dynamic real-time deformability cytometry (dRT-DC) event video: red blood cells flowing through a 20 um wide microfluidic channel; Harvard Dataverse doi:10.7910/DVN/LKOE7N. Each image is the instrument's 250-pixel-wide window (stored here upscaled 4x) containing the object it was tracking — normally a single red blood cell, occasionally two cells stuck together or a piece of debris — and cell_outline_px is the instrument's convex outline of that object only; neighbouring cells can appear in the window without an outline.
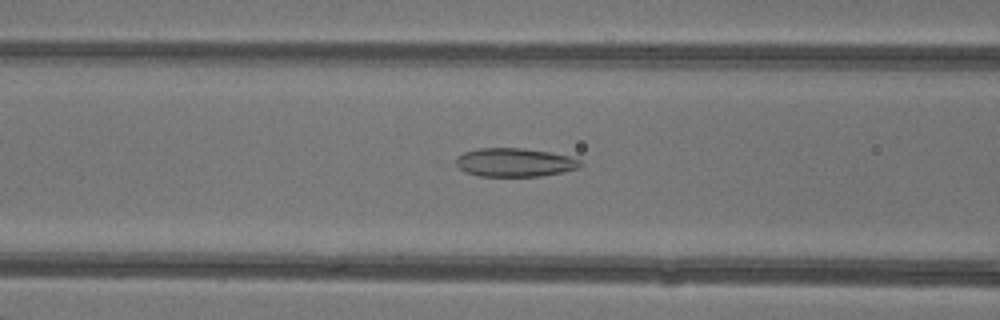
{"species": "common noctule bat (a hibernating species)", "species_latin": "Nyctalus noctula", "temperature_condition": "warm", "stored_images_in_passage": 44, "camera_frame_rate_fps": 3000, "um_per_image_px": 0.085, "animal": {"sex": "female"}, "frame": {"image": 1, "passage_image": 16, "time_ms": 5.0, "image_size_px": [1000, 320], "cell_outline_px": [[584, 164], [580, 168], [540, 176], [480, 176], [464, 172], [456, 164], [456, 156], [464, 152], [476, 148], [524, 148], [548, 152], [568, 156], [580, 160]], "centroid_in_image_um": [43.73, 13.8], "position_along_channel_um": 122.9, "area_um2": 20.75}}
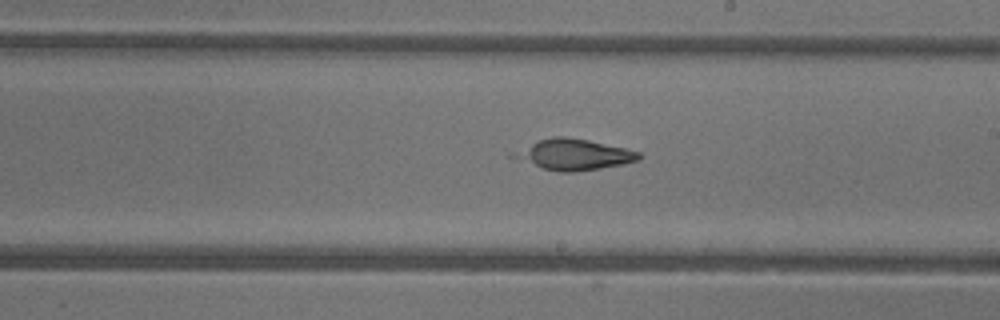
{"frame": {"image": 2, "passage_image": 24, "time_ms": 7.667, "image_size_px": [1000, 320], "cell_outline_px": [[644, 156], [640, 160], [600, 168], [572, 172], [560, 172], [544, 168], [508, 156], [508, 152], [536, 140], [552, 136], [564, 136], [588, 140], [624, 148], [640, 152]], "centroid_in_image_um": [48.7, 13.12], "position_along_channel_um": 240.3, "area_um2": 22.6}}
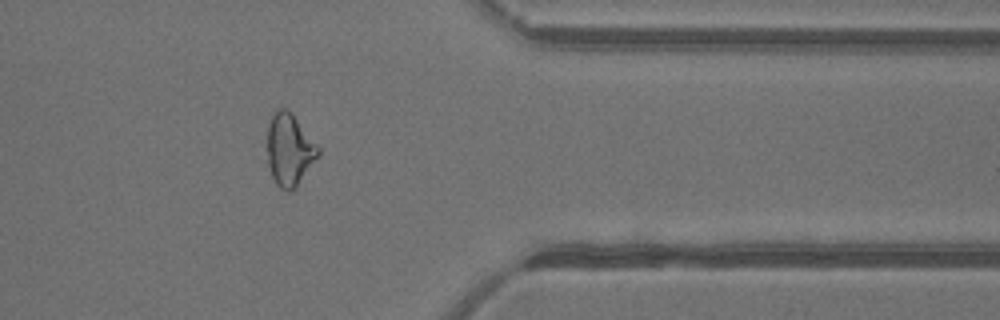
{"frame": {"image": 3, "passage_image": 35, "time_ms": 11.333, "image_size_px": [1000, 320], "cell_outline_px": [[320, 152], [296, 184], [288, 192], [280, 188], [276, 184], [272, 176], [268, 164], [268, 124], [272, 116], [280, 108], [288, 108], [292, 112], [320, 148]], "centroid_in_image_um": [24.58, 12.67], "position_along_channel_um": 386.8, "area_um2": 20.81}}